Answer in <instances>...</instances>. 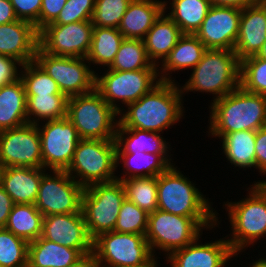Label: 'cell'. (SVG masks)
<instances>
[{"instance_id": "cell-1", "label": "cell", "mask_w": 266, "mask_h": 267, "mask_svg": "<svg viewBox=\"0 0 266 267\" xmlns=\"http://www.w3.org/2000/svg\"><path fill=\"white\" fill-rule=\"evenodd\" d=\"M176 81H161L150 92L122 109L119 123L129 129L163 134V130L177 124L185 116L183 97Z\"/></svg>"}, {"instance_id": "cell-2", "label": "cell", "mask_w": 266, "mask_h": 267, "mask_svg": "<svg viewBox=\"0 0 266 267\" xmlns=\"http://www.w3.org/2000/svg\"><path fill=\"white\" fill-rule=\"evenodd\" d=\"M209 111L208 136L257 131L266 125V96L247 92L239 86L211 102Z\"/></svg>"}, {"instance_id": "cell-3", "label": "cell", "mask_w": 266, "mask_h": 267, "mask_svg": "<svg viewBox=\"0 0 266 267\" xmlns=\"http://www.w3.org/2000/svg\"><path fill=\"white\" fill-rule=\"evenodd\" d=\"M247 191L246 198L223 202L231 226V236L225 237L237 257L246 247L266 239V183H254Z\"/></svg>"}, {"instance_id": "cell-4", "label": "cell", "mask_w": 266, "mask_h": 267, "mask_svg": "<svg viewBox=\"0 0 266 267\" xmlns=\"http://www.w3.org/2000/svg\"><path fill=\"white\" fill-rule=\"evenodd\" d=\"M218 214L216 212V217H185L159 209L150 213L145 237L153 255L157 257L155 251L162 250L167 258L202 236L205 228L219 227Z\"/></svg>"}, {"instance_id": "cell-5", "label": "cell", "mask_w": 266, "mask_h": 267, "mask_svg": "<svg viewBox=\"0 0 266 267\" xmlns=\"http://www.w3.org/2000/svg\"><path fill=\"white\" fill-rule=\"evenodd\" d=\"M240 71L241 61L234 51L207 49L188 81L179 87L183 95L188 92L215 95L212 102L240 86Z\"/></svg>"}, {"instance_id": "cell-6", "label": "cell", "mask_w": 266, "mask_h": 267, "mask_svg": "<svg viewBox=\"0 0 266 267\" xmlns=\"http://www.w3.org/2000/svg\"><path fill=\"white\" fill-rule=\"evenodd\" d=\"M174 166L157 176L158 209L185 217H216L210 199Z\"/></svg>"}, {"instance_id": "cell-7", "label": "cell", "mask_w": 266, "mask_h": 267, "mask_svg": "<svg viewBox=\"0 0 266 267\" xmlns=\"http://www.w3.org/2000/svg\"><path fill=\"white\" fill-rule=\"evenodd\" d=\"M67 117L81 139L115 140L118 113L96 90L68 98Z\"/></svg>"}, {"instance_id": "cell-8", "label": "cell", "mask_w": 266, "mask_h": 267, "mask_svg": "<svg viewBox=\"0 0 266 267\" xmlns=\"http://www.w3.org/2000/svg\"><path fill=\"white\" fill-rule=\"evenodd\" d=\"M115 140L81 139L66 172L84 188L116 180Z\"/></svg>"}, {"instance_id": "cell-9", "label": "cell", "mask_w": 266, "mask_h": 267, "mask_svg": "<svg viewBox=\"0 0 266 267\" xmlns=\"http://www.w3.org/2000/svg\"><path fill=\"white\" fill-rule=\"evenodd\" d=\"M126 193L122 181L96 183L84 188L81 211L92 239L114 231Z\"/></svg>"}, {"instance_id": "cell-10", "label": "cell", "mask_w": 266, "mask_h": 267, "mask_svg": "<svg viewBox=\"0 0 266 267\" xmlns=\"http://www.w3.org/2000/svg\"><path fill=\"white\" fill-rule=\"evenodd\" d=\"M160 82L158 69L134 71L107 69L102 76L96 73L95 90L109 106L120 113L122 109H125V105L136 102ZM120 105L124 108H120Z\"/></svg>"}, {"instance_id": "cell-11", "label": "cell", "mask_w": 266, "mask_h": 267, "mask_svg": "<svg viewBox=\"0 0 266 267\" xmlns=\"http://www.w3.org/2000/svg\"><path fill=\"white\" fill-rule=\"evenodd\" d=\"M93 253L101 267H138L155 258L145 235L115 231L94 238Z\"/></svg>"}, {"instance_id": "cell-12", "label": "cell", "mask_w": 266, "mask_h": 267, "mask_svg": "<svg viewBox=\"0 0 266 267\" xmlns=\"http://www.w3.org/2000/svg\"><path fill=\"white\" fill-rule=\"evenodd\" d=\"M34 61L67 98L95 90L96 71L86 58L52 56L38 47Z\"/></svg>"}, {"instance_id": "cell-13", "label": "cell", "mask_w": 266, "mask_h": 267, "mask_svg": "<svg viewBox=\"0 0 266 267\" xmlns=\"http://www.w3.org/2000/svg\"><path fill=\"white\" fill-rule=\"evenodd\" d=\"M39 124L43 168L66 171L81 140L76 128L67 116Z\"/></svg>"}, {"instance_id": "cell-14", "label": "cell", "mask_w": 266, "mask_h": 267, "mask_svg": "<svg viewBox=\"0 0 266 267\" xmlns=\"http://www.w3.org/2000/svg\"><path fill=\"white\" fill-rule=\"evenodd\" d=\"M83 191L84 187L66 171L51 170L42 176L34 205L44 217L78 213L81 212Z\"/></svg>"}, {"instance_id": "cell-15", "label": "cell", "mask_w": 266, "mask_h": 267, "mask_svg": "<svg viewBox=\"0 0 266 267\" xmlns=\"http://www.w3.org/2000/svg\"><path fill=\"white\" fill-rule=\"evenodd\" d=\"M91 20L46 25L39 31V47L52 56L86 58L92 41Z\"/></svg>"}, {"instance_id": "cell-16", "label": "cell", "mask_w": 266, "mask_h": 267, "mask_svg": "<svg viewBox=\"0 0 266 267\" xmlns=\"http://www.w3.org/2000/svg\"><path fill=\"white\" fill-rule=\"evenodd\" d=\"M0 159L5 167L42 168L41 138L37 125L26 123L1 131Z\"/></svg>"}, {"instance_id": "cell-17", "label": "cell", "mask_w": 266, "mask_h": 267, "mask_svg": "<svg viewBox=\"0 0 266 267\" xmlns=\"http://www.w3.org/2000/svg\"><path fill=\"white\" fill-rule=\"evenodd\" d=\"M242 9L212 5L194 34L207 49L234 50Z\"/></svg>"}, {"instance_id": "cell-18", "label": "cell", "mask_w": 266, "mask_h": 267, "mask_svg": "<svg viewBox=\"0 0 266 267\" xmlns=\"http://www.w3.org/2000/svg\"><path fill=\"white\" fill-rule=\"evenodd\" d=\"M41 236L62 246L78 249L83 255L93 252V239L88 233L82 211L43 217Z\"/></svg>"}, {"instance_id": "cell-19", "label": "cell", "mask_w": 266, "mask_h": 267, "mask_svg": "<svg viewBox=\"0 0 266 267\" xmlns=\"http://www.w3.org/2000/svg\"><path fill=\"white\" fill-rule=\"evenodd\" d=\"M200 238L172 252L166 258L170 267H226L228 261L236 257L226 237L203 244Z\"/></svg>"}, {"instance_id": "cell-20", "label": "cell", "mask_w": 266, "mask_h": 267, "mask_svg": "<svg viewBox=\"0 0 266 267\" xmlns=\"http://www.w3.org/2000/svg\"><path fill=\"white\" fill-rule=\"evenodd\" d=\"M39 47V31L23 20L0 25V55L17 59L23 65L33 62Z\"/></svg>"}, {"instance_id": "cell-21", "label": "cell", "mask_w": 266, "mask_h": 267, "mask_svg": "<svg viewBox=\"0 0 266 267\" xmlns=\"http://www.w3.org/2000/svg\"><path fill=\"white\" fill-rule=\"evenodd\" d=\"M266 40V1L242 9L234 52L239 60L255 56Z\"/></svg>"}, {"instance_id": "cell-22", "label": "cell", "mask_w": 266, "mask_h": 267, "mask_svg": "<svg viewBox=\"0 0 266 267\" xmlns=\"http://www.w3.org/2000/svg\"><path fill=\"white\" fill-rule=\"evenodd\" d=\"M163 12L164 0H132L118 30L124 38L143 40Z\"/></svg>"}, {"instance_id": "cell-23", "label": "cell", "mask_w": 266, "mask_h": 267, "mask_svg": "<svg viewBox=\"0 0 266 267\" xmlns=\"http://www.w3.org/2000/svg\"><path fill=\"white\" fill-rule=\"evenodd\" d=\"M46 172L43 167H5L1 185L15 204H35Z\"/></svg>"}, {"instance_id": "cell-24", "label": "cell", "mask_w": 266, "mask_h": 267, "mask_svg": "<svg viewBox=\"0 0 266 267\" xmlns=\"http://www.w3.org/2000/svg\"><path fill=\"white\" fill-rule=\"evenodd\" d=\"M206 51L207 48L194 34H183L169 55L159 64L158 74L160 80L175 81L170 74L175 73V71L193 69L201 61Z\"/></svg>"}, {"instance_id": "cell-25", "label": "cell", "mask_w": 266, "mask_h": 267, "mask_svg": "<svg viewBox=\"0 0 266 267\" xmlns=\"http://www.w3.org/2000/svg\"><path fill=\"white\" fill-rule=\"evenodd\" d=\"M171 155L173 154L116 153V169H118L120 163L123 165L122 169H124L123 176H116V180L124 181L134 177H157L173 166Z\"/></svg>"}, {"instance_id": "cell-26", "label": "cell", "mask_w": 266, "mask_h": 267, "mask_svg": "<svg viewBox=\"0 0 266 267\" xmlns=\"http://www.w3.org/2000/svg\"><path fill=\"white\" fill-rule=\"evenodd\" d=\"M165 14L160 15L143 39L147 56L156 66L165 60L183 35L179 26Z\"/></svg>"}, {"instance_id": "cell-27", "label": "cell", "mask_w": 266, "mask_h": 267, "mask_svg": "<svg viewBox=\"0 0 266 267\" xmlns=\"http://www.w3.org/2000/svg\"><path fill=\"white\" fill-rule=\"evenodd\" d=\"M161 134L125 128L118 122L115 134L116 153L134 154L147 152L153 154H170L169 152L172 150L171 145H169L170 142H166Z\"/></svg>"}, {"instance_id": "cell-28", "label": "cell", "mask_w": 266, "mask_h": 267, "mask_svg": "<svg viewBox=\"0 0 266 267\" xmlns=\"http://www.w3.org/2000/svg\"><path fill=\"white\" fill-rule=\"evenodd\" d=\"M82 256L78 249L62 246L40 236L29 242L27 267H70Z\"/></svg>"}, {"instance_id": "cell-29", "label": "cell", "mask_w": 266, "mask_h": 267, "mask_svg": "<svg viewBox=\"0 0 266 267\" xmlns=\"http://www.w3.org/2000/svg\"><path fill=\"white\" fill-rule=\"evenodd\" d=\"M27 97L22 79L0 87V132L28 123Z\"/></svg>"}, {"instance_id": "cell-30", "label": "cell", "mask_w": 266, "mask_h": 267, "mask_svg": "<svg viewBox=\"0 0 266 267\" xmlns=\"http://www.w3.org/2000/svg\"><path fill=\"white\" fill-rule=\"evenodd\" d=\"M221 138L222 150L228 163L234 167L256 169L255 140L256 131L243 130L226 135H210Z\"/></svg>"}, {"instance_id": "cell-31", "label": "cell", "mask_w": 266, "mask_h": 267, "mask_svg": "<svg viewBox=\"0 0 266 267\" xmlns=\"http://www.w3.org/2000/svg\"><path fill=\"white\" fill-rule=\"evenodd\" d=\"M170 1L171 6H167ZM164 0V12L183 34H195L212 6L210 0ZM171 7V8H170Z\"/></svg>"}, {"instance_id": "cell-32", "label": "cell", "mask_w": 266, "mask_h": 267, "mask_svg": "<svg viewBox=\"0 0 266 267\" xmlns=\"http://www.w3.org/2000/svg\"><path fill=\"white\" fill-rule=\"evenodd\" d=\"M124 37L118 28L93 26L92 41L86 56L90 65L109 67L123 42ZM92 63V64H91Z\"/></svg>"}, {"instance_id": "cell-33", "label": "cell", "mask_w": 266, "mask_h": 267, "mask_svg": "<svg viewBox=\"0 0 266 267\" xmlns=\"http://www.w3.org/2000/svg\"><path fill=\"white\" fill-rule=\"evenodd\" d=\"M43 217L34 204H14L5 229L31 242L42 235Z\"/></svg>"}, {"instance_id": "cell-34", "label": "cell", "mask_w": 266, "mask_h": 267, "mask_svg": "<svg viewBox=\"0 0 266 267\" xmlns=\"http://www.w3.org/2000/svg\"><path fill=\"white\" fill-rule=\"evenodd\" d=\"M26 97L28 123L38 125L43 121H51L67 116L68 98L65 95H39Z\"/></svg>"}, {"instance_id": "cell-35", "label": "cell", "mask_w": 266, "mask_h": 267, "mask_svg": "<svg viewBox=\"0 0 266 267\" xmlns=\"http://www.w3.org/2000/svg\"><path fill=\"white\" fill-rule=\"evenodd\" d=\"M114 71H134L140 69H158L148 58L142 39L124 38L114 61L108 67Z\"/></svg>"}, {"instance_id": "cell-36", "label": "cell", "mask_w": 266, "mask_h": 267, "mask_svg": "<svg viewBox=\"0 0 266 267\" xmlns=\"http://www.w3.org/2000/svg\"><path fill=\"white\" fill-rule=\"evenodd\" d=\"M122 183L129 201L148 214L158 209L157 177H134Z\"/></svg>"}, {"instance_id": "cell-37", "label": "cell", "mask_w": 266, "mask_h": 267, "mask_svg": "<svg viewBox=\"0 0 266 267\" xmlns=\"http://www.w3.org/2000/svg\"><path fill=\"white\" fill-rule=\"evenodd\" d=\"M21 79L26 96L64 95L57 83L35 61L21 67Z\"/></svg>"}, {"instance_id": "cell-38", "label": "cell", "mask_w": 266, "mask_h": 267, "mask_svg": "<svg viewBox=\"0 0 266 267\" xmlns=\"http://www.w3.org/2000/svg\"><path fill=\"white\" fill-rule=\"evenodd\" d=\"M29 242L0 228V266L27 267Z\"/></svg>"}, {"instance_id": "cell-39", "label": "cell", "mask_w": 266, "mask_h": 267, "mask_svg": "<svg viewBox=\"0 0 266 267\" xmlns=\"http://www.w3.org/2000/svg\"><path fill=\"white\" fill-rule=\"evenodd\" d=\"M240 86L247 92L266 96V59L255 55L241 60Z\"/></svg>"}, {"instance_id": "cell-40", "label": "cell", "mask_w": 266, "mask_h": 267, "mask_svg": "<svg viewBox=\"0 0 266 267\" xmlns=\"http://www.w3.org/2000/svg\"><path fill=\"white\" fill-rule=\"evenodd\" d=\"M148 216L149 214L146 211L125 198L121 205L114 231L145 235L148 226Z\"/></svg>"}, {"instance_id": "cell-41", "label": "cell", "mask_w": 266, "mask_h": 267, "mask_svg": "<svg viewBox=\"0 0 266 267\" xmlns=\"http://www.w3.org/2000/svg\"><path fill=\"white\" fill-rule=\"evenodd\" d=\"M132 0H95L93 26L118 28Z\"/></svg>"}, {"instance_id": "cell-42", "label": "cell", "mask_w": 266, "mask_h": 267, "mask_svg": "<svg viewBox=\"0 0 266 267\" xmlns=\"http://www.w3.org/2000/svg\"><path fill=\"white\" fill-rule=\"evenodd\" d=\"M95 0H67L58 17L47 25H64L91 20Z\"/></svg>"}, {"instance_id": "cell-43", "label": "cell", "mask_w": 266, "mask_h": 267, "mask_svg": "<svg viewBox=\"0 0 266 267\" xmlns=\"http://www.w3.org/2000/svg\"><path fill=\"white\" fill-rule=\"evenodd\" d=\"M18 20L29 22L39 31L42 0H10Z\"/></svg>"}, {"instance_id": "cell-44", "label": "cell", "mask_w": 266, "mask_h": 267, "mask_svg": "<svg viewBox=\"0 0 266 267\" xmlns=\"http://www.w3.org/2000/svg\"><path fill=\"white\" fill-rule=\"evenodd\" d=\"M22 66L17 59L0 55V87L18 81L21 78Z\"/></svg>"}, {"instance_id": "cell-45", "label": "cell", "mask_w": 266, "mask_h": 267, "mask_svg": "<svg viewBox=\"0 0 266 267\" xmlns=\"http://www.w3.org/2000/svg\"><path fill=\"white\" fill-rule=\"evenodd\" d=\"M66 2L67 0H42L39 16V31L58 17Z\"/></svg>"}, {"instance_id": "cell-46", "label": "cell", "mask_w": 266, "mask_h": 267, "mask_svg": "<svg viewBox=\"0 0 266 267\" xmlns=\"http://www.w3.org/2000/svg\"><path fill=\"white\" fill-rule=\"evenodd\" d=\"M256 169L266 176V125L256 131Z\"/></svg>"}, {"instance_id": "cell-47", "label": "cell", "mask_w": 266, "mask_h": 267, "mask_svg": "<svg viewBox=\"0 0 266 267\" xmlns=\"http://www.w3.org/2000/svg\"><path fill=\"white\" fill-rule=\"evenodd\" d=\"M11 196L0 185V228H5L8 216L14 206Z\"/></svg>"}, {"instance_id": "cell-48", "label": "cell", "mask_w": 266, "mask_h": 267, "mask_svg": "<svg viewBox=\"0 0 266 267\" xmlns=\"http://www.w3.org/2000/svg\"><path fill=\"white\" fill-rule=\"evenodd\" d=\"M18 20L10 0H0V25Z\"/></svg>"}, {"instance_id": "cell-49", "label": "cell", "mask_w": 266, "mask_h": 267, "mask_svg": "<svg viewBox=\"0 0 266 267\" xmlns=\"http://www.w3.org/2000/svg\"><path fill=\"white\" fill-rule=\"evenodd\" d=\"M263 0H210L212 5L217 6H231L240 9L246 8L248 6L256 5Z\"/></svg>"}, {"instance_id": "cell-50", "label": "cell", "mask_w": 266, "mask_h": 267, "mask_svg": "<svg viewBox=\"0 0 266 267\" xmlns=\"http://www.w3.org/2000/svg\"><path fill=\"white\" fill-rule=\"evenodd\" d=\"M70 267H101L93 252L83 255Z\"/></svg>"}, {"instance_id": "cell-51", "label": "cell", "mask_w": 266, "mask_h": 267, "mask_svg": "<svg viewBox=\"0 0 266 267\" xmlns=\"http://www.w3.org/2000/svg\"><path fill=\"white\" fill-rule=\"evenodd\" d=\"M251 264H249V267H266V261L262 257L256 260L255 262L253 259V262Z\"/></svg>"}, {"instance_id": "cell-52", "label": "cell", "mask_w": 266, "mask_h": 267, "mask_svg": "<svg viewBox=\"0 0 266 267\" xmlns=\"http://www.w3.org/2000/svg\"><path fill=\"white\" fill-rule=\"evenodd\" d=\"M258 58L266 59V40L262 45L260 51L256 55Z\"/></svg>"}, {"instance_id": "cell-53", "label": "cell", "mask_w": 266, "mask_h": 267, "mask_svg": "<svg viewBox=\"0 0 266 267\" xmlns=\"http://www.w3.org/2000/svg\"><path fill=\"white\" fill-rule=\"evenodd\" d=\"M157 257H155L150 263L143 265V266H138V267H158L160 266L157 261Z\"/></svg>"}, {"instance_id": "cell-54", "label": "cell", "mask_w": 266, "mask_h": 267, "mask_svg": "<svg viewBox=\"0 0 266 267\" xmlns=\"http://www.w3.org/2000/svg\"><path fill=\"white\" fill-rule=\"evenodd\" d=\"M4 170H5V165L0 159V185L2 184Z\"/></svg>"}]
</instances>
